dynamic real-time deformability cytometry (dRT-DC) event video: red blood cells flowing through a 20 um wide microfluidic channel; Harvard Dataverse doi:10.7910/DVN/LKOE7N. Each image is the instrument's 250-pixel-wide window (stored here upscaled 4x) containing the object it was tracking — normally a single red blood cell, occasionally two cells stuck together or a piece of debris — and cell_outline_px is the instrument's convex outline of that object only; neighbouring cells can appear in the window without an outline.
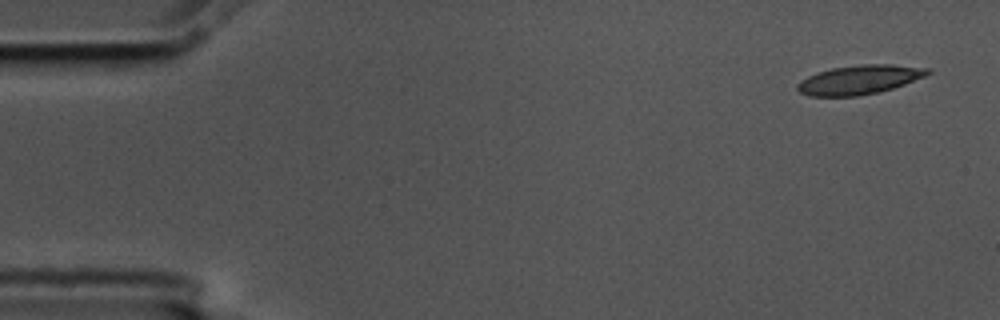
{"species": "common noctule bat (a hibernating species)", "species_latin": "Nyctalus noctula", "temperature_condition": "cold", "stored_images_in_passage": 3, "camera_frame_rate_fps": 3000, "um_per_image_px": 0.085, "animal": {"sex": "male", "body_mass_g": 17.5, "forearm_length_mm": 52.3}, "frame": {"image": 1, "passage_image": 1, "time_ms": 0.0, "image_size_px": [1000, 320], "cell_outline_px": [[932, 72], [924, 76], [904, 84], [892, 88], [860, 96], [808, 96], [800, 92], [796, 88], [796, 84], [800, 80], [816, 72], [832, 68], [860, 64], [892, 64], [932, 68]], "centroid_in_image_um": [73.03, 6.76], "position_along_channel_um": 12.0, "area_um2": 22.2}}